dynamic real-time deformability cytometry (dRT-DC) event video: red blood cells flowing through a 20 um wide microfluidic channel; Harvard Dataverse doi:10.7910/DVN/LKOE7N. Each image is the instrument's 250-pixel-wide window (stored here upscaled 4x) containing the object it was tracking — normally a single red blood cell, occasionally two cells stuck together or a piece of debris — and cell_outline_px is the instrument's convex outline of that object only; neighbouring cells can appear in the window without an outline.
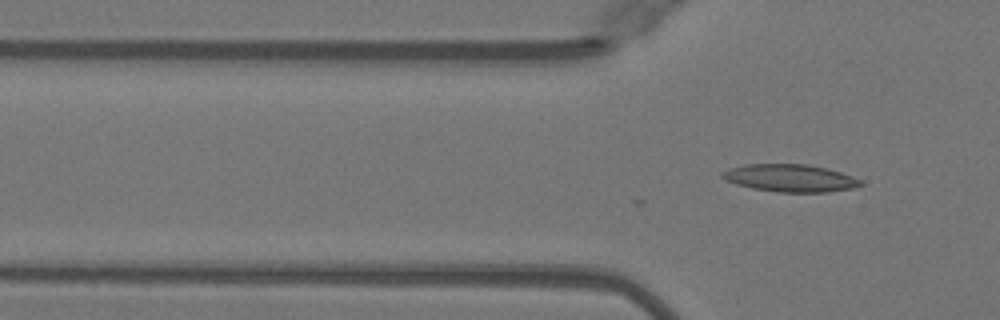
{"species": "Egyptian fruit bat (a non-hibernating species)", "species_latin": "Rousettus aegyptiacus", "temperature_condition": "warm", "stored_images_in_passage": 2, "camera_frame_rate_fps": 3000, "um_per_image_px": 0.085, "animal": {"sex": "female"}, "frame": {"image": 1, "passage_image": 2, "time_ms": 0.333, "image_size_px": [1000, 320], "cell_outline_px": [[864, 184], [852, 188], [828, 192], [776, 192], [752, 188], [736, 184], [724, 180], [720, 176], [720, 172], [728, 168], [744, 164], [808, 164], [840, 172], [852, 176], [860, 180]], "centroid_in_image_um": [67.1, 15.13], "position_along_channel_um": 58.7, "area_um2": 22.25}}